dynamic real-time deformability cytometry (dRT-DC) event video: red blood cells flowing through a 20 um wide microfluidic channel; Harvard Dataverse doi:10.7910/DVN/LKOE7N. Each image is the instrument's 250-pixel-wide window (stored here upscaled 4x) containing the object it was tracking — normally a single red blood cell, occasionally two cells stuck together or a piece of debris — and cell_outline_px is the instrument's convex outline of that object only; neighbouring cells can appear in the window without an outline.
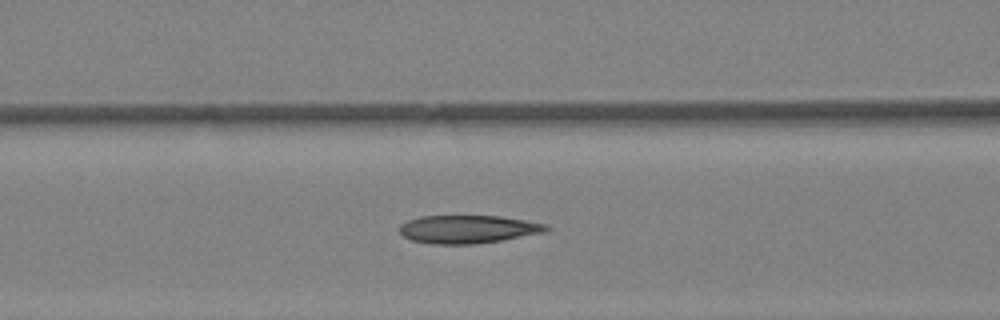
{"species": "Egyptian fruit bat (a non-hibernating species)", "species_latin": "Rousettus aegyptiacus", "temperature_condition": "warm", "stored_images_in_passage": 24, "camera_frame_rate_fps": 3000, "um_per_image_px": 0.085, "animal": {"sex": "female"}, "frame": {"image": 1, "passage_image": 9, "time_ms": 2.667, "image_size_px": [1000, 320], "cell_outline_px": [[552, 228], [544, 232], [500, 240], [472, 244], [432, 244], [412, 240], [404, 236], [400, 232], [400, 224], [408, 220], [420, 216], [500, 216], [548, 224]], "centroid_in_image_um": [39.78, 19.47], "position_along_channel_um": 126.8, "area_um2": 23.87}}
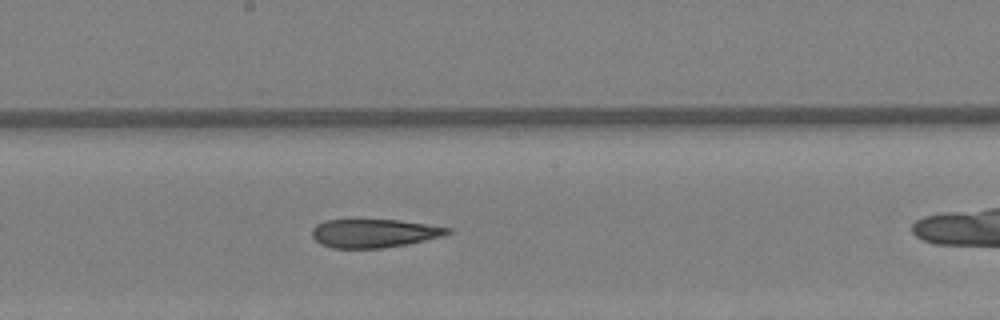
{"frame": {"image": 2, "passage_image": 14, "time_ms": 4.333, "image_size_px": [1000, 320], "cell_outline_px": [[452, 232], [444, 236], [408, 244], [384, 248], [332, 248], [320, 244], [312, 236], [312, 228], [316, 224], [328, 220], [400, 220], [452, 228]], "centroid_in_image_um": [31.82, 19.83], "position_along_channel_um": 216.4, "area_um2": 22.6}}
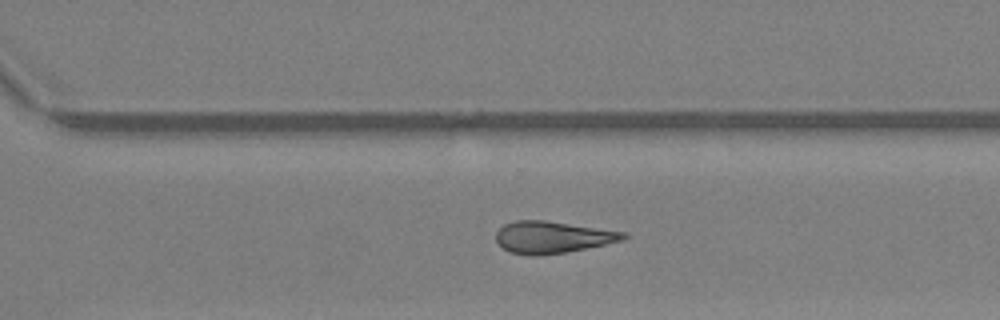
{"frame": {"image": 3, "passage_image": 20, "time_ms": 6.333, "image_size_px": [1000, 320], "cell_outline_px": [[628, 236], [624, 240], [564, 252], [508, 252], [496, 240], [496, 232], [504, 224], [516, 220], [544, 220], [628, 232]], "centroid_in_image_um": [47.01, 20.1], "position_along_channel_um": 323.6, "area_um2": 22.72}}